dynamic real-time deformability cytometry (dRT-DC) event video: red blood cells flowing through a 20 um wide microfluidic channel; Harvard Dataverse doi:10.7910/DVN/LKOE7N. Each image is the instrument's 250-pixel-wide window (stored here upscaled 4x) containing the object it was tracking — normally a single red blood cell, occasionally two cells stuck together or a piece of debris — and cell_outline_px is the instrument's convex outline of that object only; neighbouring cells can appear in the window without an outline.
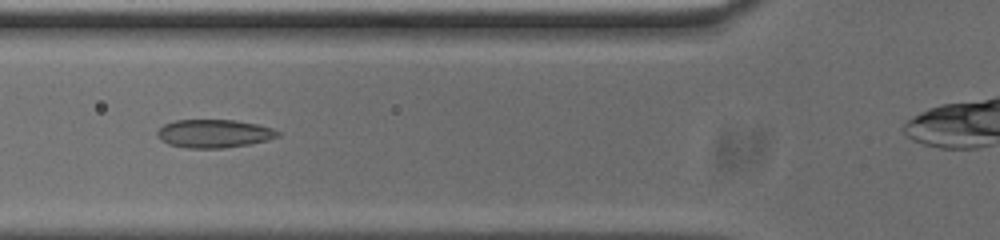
{"species": "common noctule bat (a hibernating species)", "species_latin": "Nyctalus noctula", "temperature_condition": "cold", "stored_images_in_passage": 32, "camera_frame_rate_fps": 3000, "um_per_image_px": 0.085, "animal": {"sex": "male", "body_mass_g": 20.0, "forearm_length_mm": 53.3}, "frame": {"image": 1, "passage_image": 7, "time_ms": 2.0, "image_size_px": [1000, 240], "cell_outline_px": [[280, 136], [268, 140], [252, 144], [224, 148], [188, 148], [168, 144], [160, 140], [156, 132], [164, 124], [176, 120], [232, 120], [256, 124], [272, 128], [280, 132]], "centroid_in_image_um": [18.2, 11.36], "position_along_channel_um": 107.6, "area_um2": 19.88}}
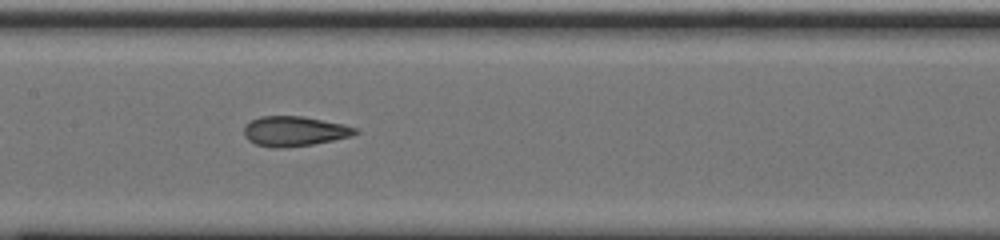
{"frame": {"image": 2, "passage_image": 13, "time_ms": 4.0, "image_size_px": [1000, 240], "cell_outline_px": [[360, 132], [352, 136], [312, 144], [280, 148], [272, 148], [256, 144], [248, 140], [244, 136], [244, 124], [260, 116], [304, 116], [344, 124], [360, 128]], "centroid_in_image_um": [25.04, 11.14], "position_along_channel_um": 182.4, "area_um2": 19.59}}
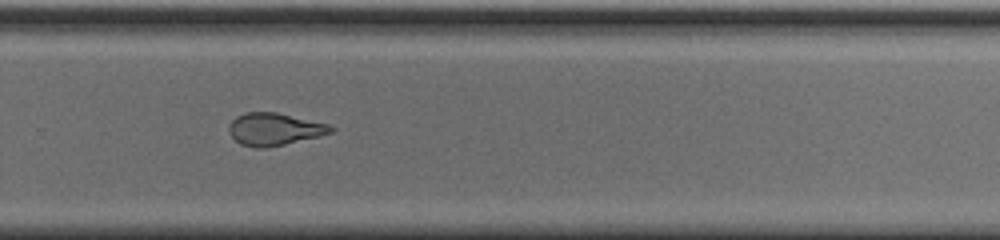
{"frame": {"image": 3, "passage_image": 23, "time_ms": 7.333, "image_size_px": [1000, 240], "cell_outline_px": [[336, 128], [332, 132], [320, 136], [284, 144], [264, 148], [256, 148], [240, 144], [232, 136], [228, 128], [228, 124], [236, 116], [244, 112], [276, 112], [328, 124]], "centroid_in_image_um": [23.31, 10.97], "position_along_channel_um": 306.5, "area_um2": 19.19}}